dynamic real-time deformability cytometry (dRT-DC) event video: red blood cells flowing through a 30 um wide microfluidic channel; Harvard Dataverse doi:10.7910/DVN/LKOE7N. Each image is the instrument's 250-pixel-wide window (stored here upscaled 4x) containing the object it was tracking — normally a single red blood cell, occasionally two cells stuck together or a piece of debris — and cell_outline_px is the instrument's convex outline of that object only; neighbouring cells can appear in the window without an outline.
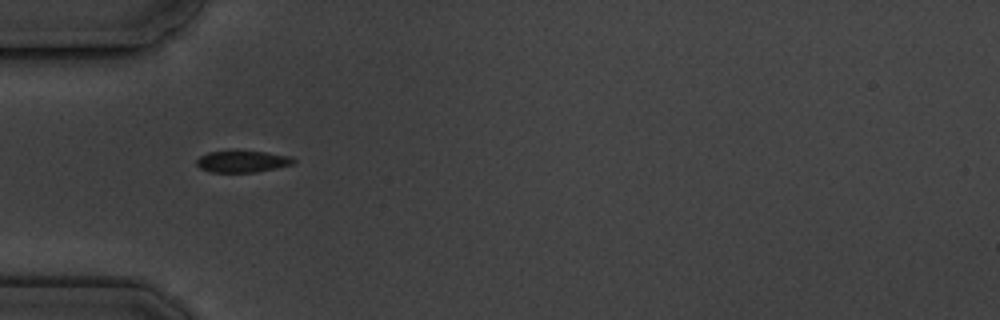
{"species": "common noctule bat (a hibernating species)", "species_latin": "Nyctalus noctula", "temperature_condition": "cold", "stored_images_in_passage": 6, "camera_frame_rate_fps": 3000, "um_per_image_px": 0.085, "animal": {"sex": "male", "body_mass_g": 19.5, "forearm_length_mm": 54.6}, "frame": {"image": 1, "passage_image": 1, "time_ms": 0.0, "image_size_px": [1000, 320], "cell_outline_px": [[296, 160], [292, 164], [256, 172], [212, 172], [200, 168], [196, 164], [196, 160], [200, 156], [208, 152], [268, 152], [292, 156]], "centroid_in_image_um": [20.61, 13.73], "position_along_channel_um": 64.4, "area_um2": 11.96}}
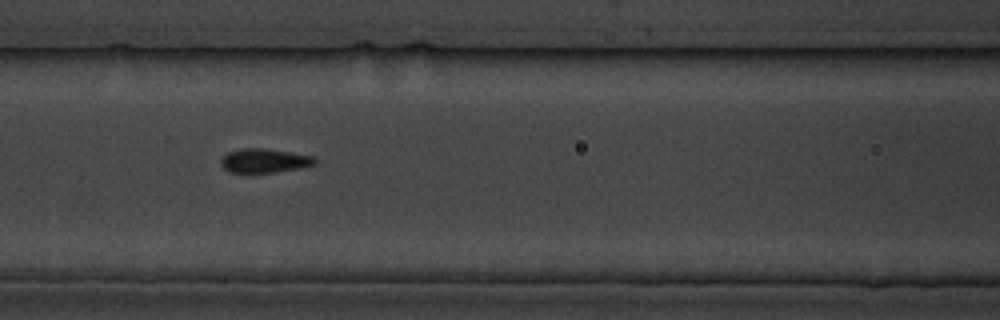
{"frame": {"image": 2, "passage_image": 3, "time_ms": 2.333, "image_size_px": [1000, 320], "cell_outline_px": [[316, 164], [300, 168], [276, 172], [232, 172], [224, 168], [220, 164], [220, 160], [228, 152], [240, 148], [264, 148], [316, 156]], "centroid_in_image_um": [22.5, 13.64], "position_along_channel_um": 144.1, "area_um2": 13.18}}